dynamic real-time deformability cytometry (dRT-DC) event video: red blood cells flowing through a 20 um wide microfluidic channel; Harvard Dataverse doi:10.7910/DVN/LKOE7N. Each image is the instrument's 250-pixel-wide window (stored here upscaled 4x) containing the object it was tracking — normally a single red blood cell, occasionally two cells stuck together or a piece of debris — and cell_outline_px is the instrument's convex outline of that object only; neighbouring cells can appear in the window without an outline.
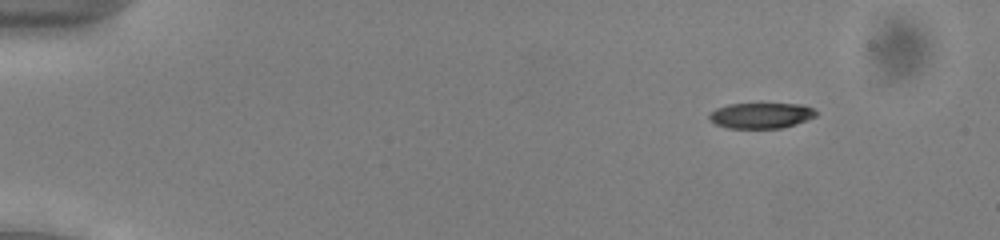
{"species": "common noctule bat (a hibernating species)", "species_latin": "Nyctalus noctula", "temperature_condition": "cold", "stored_images_in_passage": 53, "camera_frame_rate_fps": 3000, "um_per_image_px": 0.085, "animal": {"sex": "male", "body_mass_g": 13.0, "forearm_length_mm": 53.1}, "frame": {"image": 1, "passage_image": 7, "time_ms": 2.0, "image_size_px": [1000, 240], "cell_outline_px": [[816, 116], [796, 124], [780, 128], [728, 128], [716, 124], [708, 116], [716, 108], [728, 104], [800, 104], [812, 108], [816, 112]], "centroid_in_image_um": [64.69, 9.82], "position_along_channel_um": 20.3, "area_um2": 15.72}}
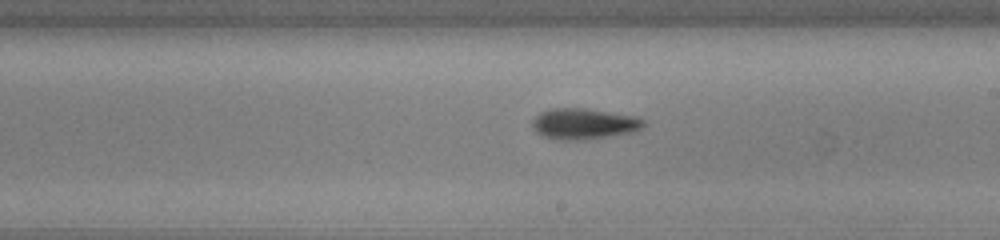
{"frame": {"image": 2, "passage_image": 32, "time_ms": 10.333, "image_size_px": [1000, 240], "cell_outline_px": [[644, 124], [636, 132], [584, 140], [560, 140], [544, 136], [536, 132], [532, 128], [532, 120], [540, 112], [552, 108], [584, 108], [636, 116], [644, 120]], "centroid_in_image_um": [49.62, 10.53], "position_along_channel_um": 239.4, "area_um2": 20.11}}
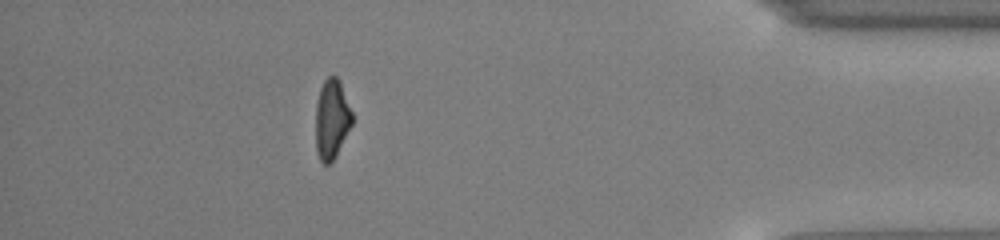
{"frame": {"image": 3, "passage_image": 48, "time_ms": 15.667, "image_size_px": [1000, 240], "cell_outline_px": [[352, 124], [336, 156], [328, 164], [324, 164], [320, 160], [316, 152], [316, 104], [320, 88], [324, 80], [328, 76], [336, 76], [340, 84], [352, 112]], "centroid_in_image_um": [28.18, 10.15], "position_along_channel_um": 407.0, "area_um2": 16.7}, "authors_computed_cell_mechanics": {"area_um2": 18.207, "velocity_mm_per_s": 3.9519, "shape_relaxation_time_tau1_ms": 3.2946, "shape_relaxation_time_tau2_ms": null, "deformation_change_tau1": 0.1554, "deformation_change_tau2": null}}